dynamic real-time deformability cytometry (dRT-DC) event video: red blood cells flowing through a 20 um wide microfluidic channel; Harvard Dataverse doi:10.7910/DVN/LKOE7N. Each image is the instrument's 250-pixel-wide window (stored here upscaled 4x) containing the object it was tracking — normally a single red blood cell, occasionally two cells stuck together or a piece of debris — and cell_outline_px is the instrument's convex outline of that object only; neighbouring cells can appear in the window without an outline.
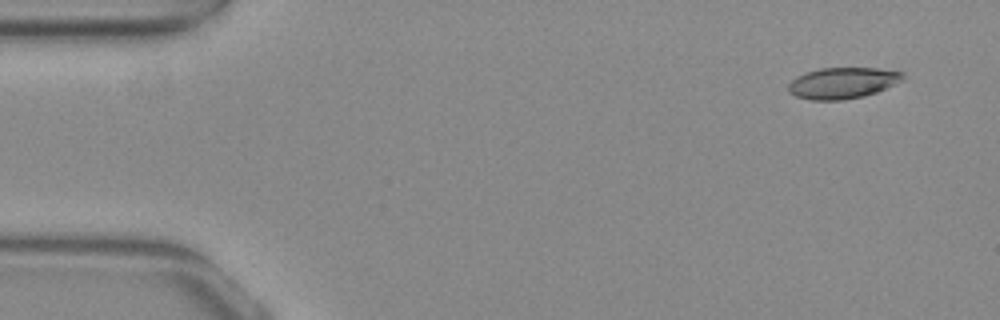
{"species": "common noctule bat (a hibernating species)", "species_latin": "Nyctalus noctula", "temperature_condition": "warm", "stored_images_in_passage": 50, "camera_frame_rate_fps": 3000, "um_per_image_px": 0.085, "animal": {"sex": "female", "body_mass_g": 29.2, "forearm_length_mm": 56.3}, "frame": {"image": 1, "passage_image": 1, "time_ms": 0.0, "image_size_px": [1000, 320], "cell_outline_px": [[904, 80], [876, 92], [864, 96], [840, 100], [812, 100], [796, 96], [788, 92], [788, 84], [796, 76], [804, 72], [820, 68], [876, 68], [904, 72]], "centroid_in_image_um": [71.61, 7.04], "position_along_channel_um": 13.4, "area_um2": 20.87}}
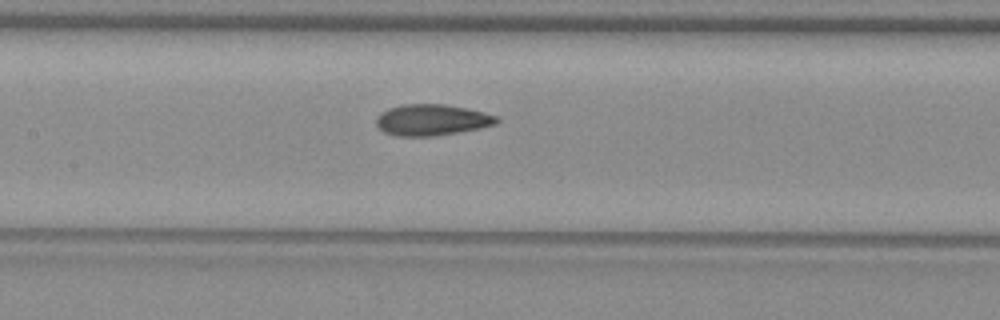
{"frame": {"image": 2, "passage_image": 22, "time_ms": 7.0, "image_size_px": [1000, 320], "cell_outline_px": [[500, 120], [496, 124], [480, 128], [432, 136], [396, 136], [384, 132], [376, 124], [376, 116], [380, 112], [388, 108], [404, 104], [444, 104], [468, 108], [484, 112], [496, 116]], "centroid_in_image_um": [36.68, 10.18], "position_along_channel_um": 170.7, "area_um2": 21.91}}
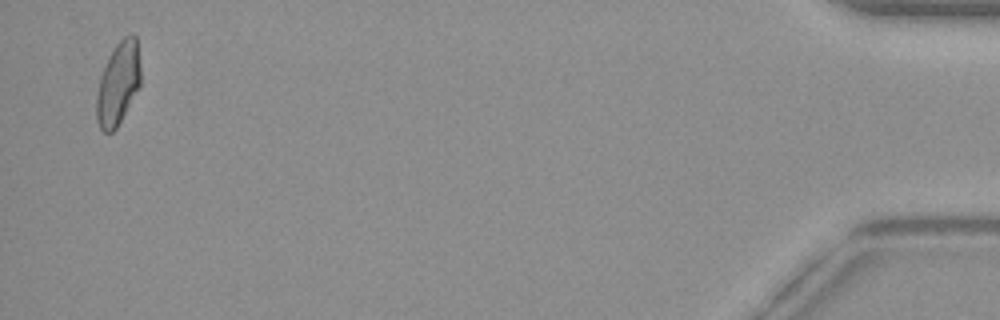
{"frame": {"image": 3, "passage_image": 49, "time_ms": 16.0, "image_size_px": [1000, 320], "cell_outline_px": [[140, 88], [116, 128], [112, 132], [104, 132], [100, 128], [96, 120], [96, 96], [100, 76], [116, 44], [124, 36], [132, 32], [136, 36], [140, 64]], "centroid_in_image_um": [10.05, 7.11], "position_along_channel_um": 425.1, "area_um2": 21.33}, "authors_computed_cell_mechanics": {"area_um2": 21.5016, "velocity_mm_per_s": 3.8919, "shape_relaxation_time_tau1_ms": 8.52, "shape_relaxation_time_tau2_ms": 2.183, "deformation_change_tau1": 0.2088, "deformation_change_tau2": 0.0837}}